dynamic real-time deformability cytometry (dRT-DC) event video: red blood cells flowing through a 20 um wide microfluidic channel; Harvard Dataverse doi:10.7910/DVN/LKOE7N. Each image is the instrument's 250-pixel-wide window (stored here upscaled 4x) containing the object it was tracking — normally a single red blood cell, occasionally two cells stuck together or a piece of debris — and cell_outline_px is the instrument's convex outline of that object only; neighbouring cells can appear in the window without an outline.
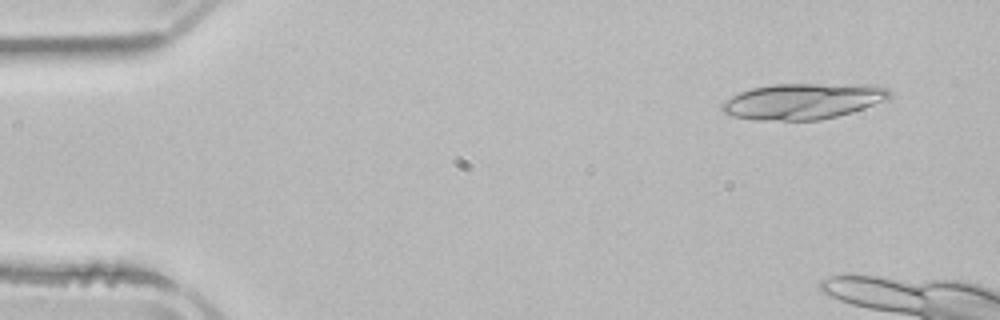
{"species": "common noctule bat (a hibernating species)", "species_latin": "Nyctalus noctula", "temperature_condition": "room temperature", "stored_images_in_passage": 3, "camera_frame_rate_fps": 3000, "um_per_image_px": 0.085, "animal": {"sex": "male", "body_mass_g": 21.5, "forearm_length_mm": 52.0}, "frame": {"image": 1, "passage_image": 1, "time_ms": 0.0, "image_size_px": [1000, 320], "cell_outline_px": [[892, 92], [888, 100], [852, 112], [820, 120], [756, 120], [732, 116], [720, 112], [720, 104], [724, 100], [740, 92], [752, 88], [776, 84], [876, 84], [888, 88]], "centroid_in_image_um": [68.27, 8.6], "position_along_channel_um": 16.7, "area_um2": 35.49}}